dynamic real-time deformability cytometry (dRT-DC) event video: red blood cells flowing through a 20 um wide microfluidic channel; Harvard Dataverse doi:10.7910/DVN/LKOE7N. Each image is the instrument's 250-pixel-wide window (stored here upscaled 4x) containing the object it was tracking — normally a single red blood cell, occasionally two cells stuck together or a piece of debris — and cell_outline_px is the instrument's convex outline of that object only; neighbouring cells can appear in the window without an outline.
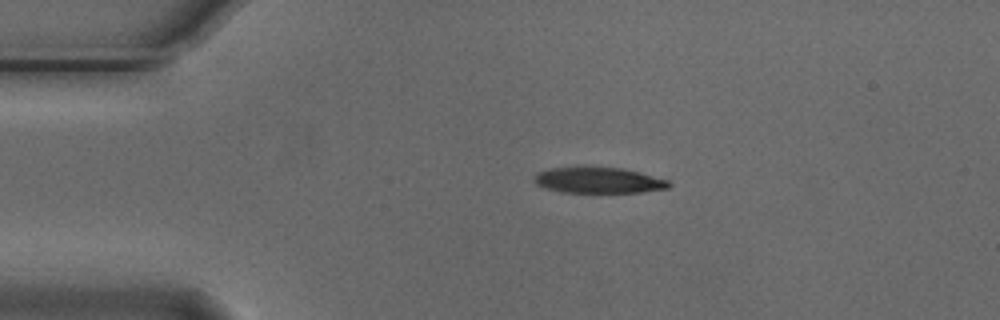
{"species": "Egyptian fruit bat (a non-hibernating species)", "species_latin": "Rousettus aegyptiacus", "temperature_condition": "cold", "stored_images_in_passage": 4, "camera_frame_rate_fps": 3000, "um_per_image_px": 0.085, "animal": {"sex": "male"}, "frame": {"image": 1, "passage_image": 3, "time_ms": 0.667, "image_size_px": [1000, 320], "cell_outline_px": [[672, 184], [668, 188], [640, 192], [564, 192], [544, 188], [536, 184], [532, 180], [532, 176], [536, 172], [548, 168], [576, 164], [620, 168], [640, 172], [668, 180]], "centroid_in_image_um": [50.76, 15.27], "position_along_channel_um": 34.2, "area_um2": 21.15}}